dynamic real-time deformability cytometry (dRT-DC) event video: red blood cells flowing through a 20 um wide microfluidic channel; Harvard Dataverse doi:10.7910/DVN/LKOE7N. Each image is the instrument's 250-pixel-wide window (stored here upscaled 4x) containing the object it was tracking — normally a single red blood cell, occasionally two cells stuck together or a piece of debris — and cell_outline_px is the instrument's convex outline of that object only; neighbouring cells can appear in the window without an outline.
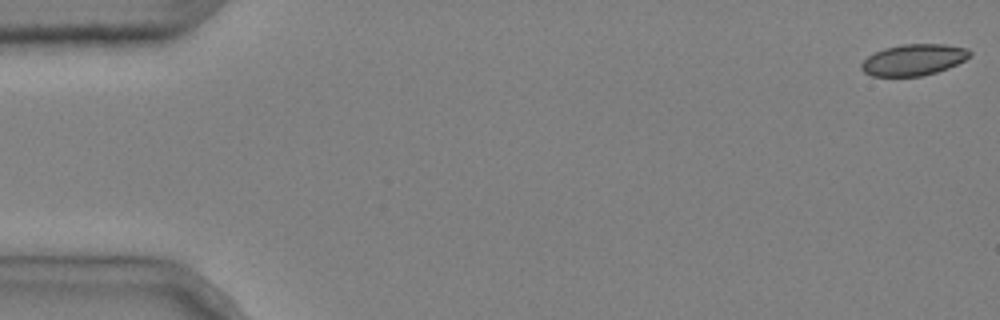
{"species": "common noctule bat (a hibernating species)", "species_latin": "Nyctalus noctula", "temperature_condition": "cold", "stored_images_in_passage": 4, "camera_frame_rate_fps": 3000, "um_per_image_px": 0.085, "animal": {"sex": "male", "body_mass_g": 20.4}, "frame": {"image": 1, "passage_image": 1, "time_ms": 0.0, "image_size_px": [1000, 320], "cell_outline_px": [[972, 56], [948, 68], [936, 72], [920, 76], [872, 76], [864, 72], [860, 68], [860, 64], [868, 56], [884, 48], [904, 44], [944, 44], [968, 48], [972, 52]], "centroid_in_image_um": [77.67, 5.08], "position_along_channel_um": 7.3, "area_um2": 19.77}}
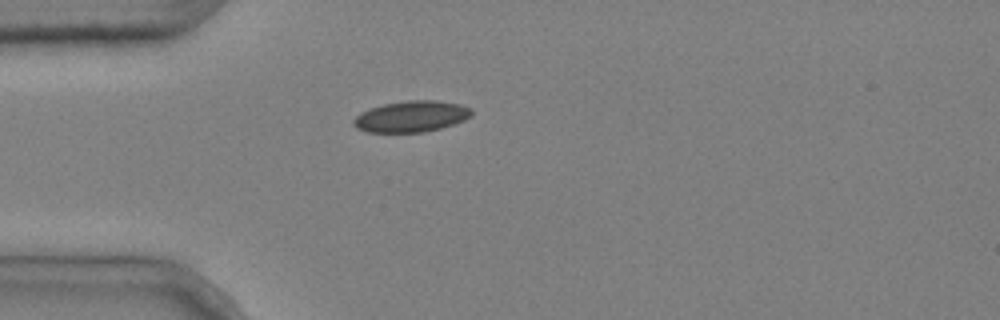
{"frame": {"image": 2, "passage_image": 4, "time_ms": 1.0, "image_size_px": [1000, 320], "cell_outline_px": [[472, 116], [464, 120], [440, 128], [424, 132], [368, 132], [356, 128], [352, 124], [352, 120], [360, 112], [384, 104], [408, 100], [436, 100], [460, 104], [472, 108]], "centroid_in_image_um": [34.96, 9.89], "position_along_channel_um": 50.0, "area_um2": 21.44}}